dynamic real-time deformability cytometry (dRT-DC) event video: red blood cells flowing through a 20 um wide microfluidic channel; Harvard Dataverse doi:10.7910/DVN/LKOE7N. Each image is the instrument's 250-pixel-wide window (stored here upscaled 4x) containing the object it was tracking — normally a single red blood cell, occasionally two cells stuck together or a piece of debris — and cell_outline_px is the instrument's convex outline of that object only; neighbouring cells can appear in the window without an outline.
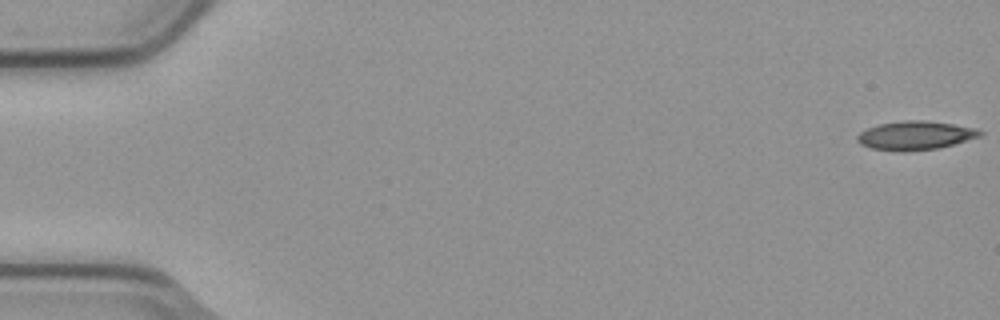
{"species": "common noctule bat (a hibernating species)", "species_latin": "Nyctalus noctula", "temperature_condition": "cold", "stored_images_in_passage": 5, "camera_frame_rate_fps": 3000, "um_per_image_px": 0.085, "animal": {"sex": "male", "body_mass_g": 23.1, "forearm_length_mm": 52.7}, "frame": {"image": 1, "passage_image": 1, "time_ms": 0.0, "image_size_px": [1000, 320], "cell_outline_px": [[984, 136], [936, 148], [904, 152], [900, 152], [872, 148], [860, 144], [856, 140], [856, 136], [860, 132], [868, 128], [880, 124], [904, 120], [924, 120], [952, 124], [976, 128], [984, 132]], "centroid_in_image_um": [77.81, 11.51], "position_along_channel_um": 7.2, "area_um2": 20.58}}
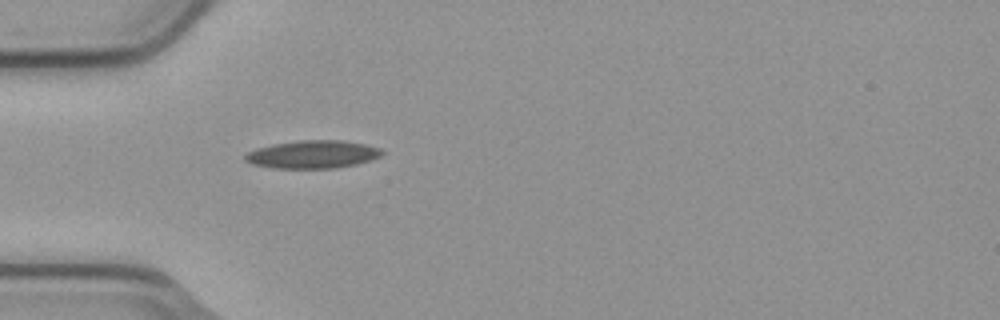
{"frame": {"image": 2, "passage_image": 5, "time_ms": 1.333, "image_size_px": [1000, 320], "cell_outline_px": [[384, 152], [380, 156], [356, 164], [336, 168], [272, 168], [252, 164], [244, 160], [244, 156], [248, 152], [256, 148], [272, 144], [300, 140], [344, 140], [364, 144], [380, 148]], "centroid_in_image_um": [26.55, 13.12], "position_along_channel_um": 58.5, "area_um2": 22.25}}